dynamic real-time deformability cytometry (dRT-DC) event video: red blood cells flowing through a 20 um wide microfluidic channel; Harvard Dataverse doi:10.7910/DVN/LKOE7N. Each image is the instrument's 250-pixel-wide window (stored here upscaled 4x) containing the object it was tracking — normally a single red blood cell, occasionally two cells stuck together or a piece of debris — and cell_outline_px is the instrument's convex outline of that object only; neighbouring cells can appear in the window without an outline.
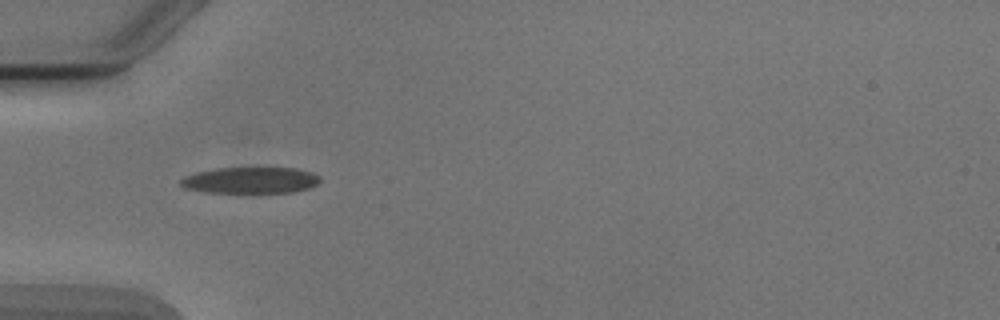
{"species": "Egyptian fruit bat (a non-hibernating species)", "species_latin": "Rousettus aegyptiacus", "temperature_condition": "cold", "stored_images_in_passage": 4, "camera_frame_rate_fps": 3000, "um_per_image_px": 0.085, "animal": {"sex": "male"}, "frame": {"image": 1, "passage_image": 3, "time_ms": 3.333, "image_size_px": [1000, 320], "cell_outline_px": [[320, 180], [316, 184], [308, 188], [292, 192], [252, 196], [204, 192], [184, 188], [180, 184], [180, 180], [184, 176], [196, 172], [216, 168], [296, 168], [312, 172], [320, 176]], "centroid_in_image_um": [21.26, 15.38], "position_along_channel_um": 63.7, "area_um2": 22.54}}
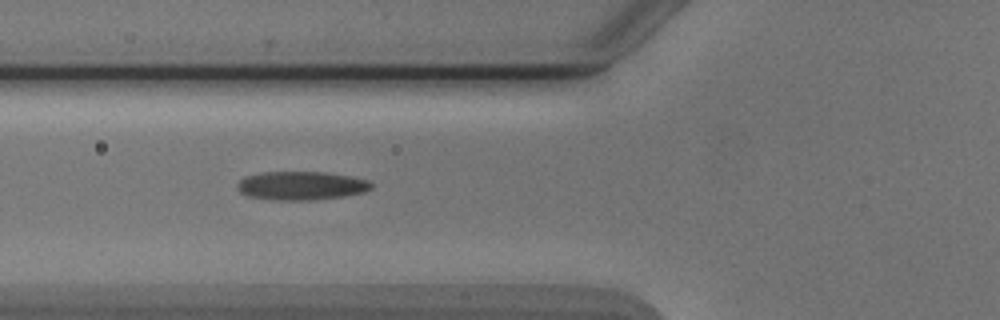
{"frame": {"image": 2, "passage_image": 4, "time_ms": 4.333, "image_size_px": [1000, 320], "cell_outline_px": [[372, 188], [364, 192], [344, 196], [308, 200], [276, 200], [248, 196], [240, 192], [236, 188], [236, 184], [244, 176], [264, 172], [324, 172], [348, 176], [368, 180], [372, 184]], "centroid_in_image_um": [25.57, 15.78], "position_along_channel_um": 100.2, "area_um2": 22.25}}